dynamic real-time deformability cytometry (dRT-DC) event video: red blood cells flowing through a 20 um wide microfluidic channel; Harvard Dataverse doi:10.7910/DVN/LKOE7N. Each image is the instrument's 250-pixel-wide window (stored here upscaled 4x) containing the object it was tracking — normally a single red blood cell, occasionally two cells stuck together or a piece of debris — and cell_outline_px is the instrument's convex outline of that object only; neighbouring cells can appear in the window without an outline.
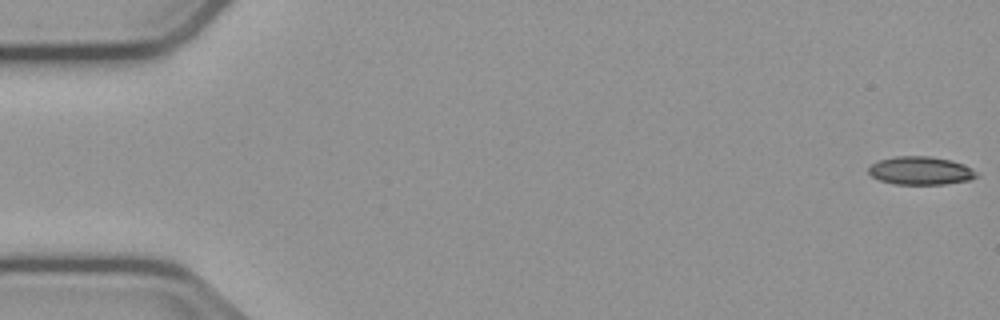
{"species": "common noctule bat (a hibernating species)", "species_latin": "Nyctalus noctula", "temperature_condition": "cold", "stored_images_in_passage": 10, "camera_frame_rate_fps": 3000, "um_per_image_px": 0.085, "animal": {"sex": "male", "body_mass_g": 23.1, "forearm_length_mm": 52.7}, "frame": {"image": 1, "passage_image": 1, "time_ms": 0.0, "image_size_px": [1000, 320], "cell_outline_px": [[980, 176], [968, 180], [944, 184], [896, 184], [880, 180], [872, 176], [868, 172], [868, 168], [872, 164], [880, 160], [896, 156], [928, 156], [952, 160], [964, 164], [976, 172]], "centroid_in_image_um": [78.26, 14.5], "position_along_channel_um": 6.7, "area_um2": 17.63}}